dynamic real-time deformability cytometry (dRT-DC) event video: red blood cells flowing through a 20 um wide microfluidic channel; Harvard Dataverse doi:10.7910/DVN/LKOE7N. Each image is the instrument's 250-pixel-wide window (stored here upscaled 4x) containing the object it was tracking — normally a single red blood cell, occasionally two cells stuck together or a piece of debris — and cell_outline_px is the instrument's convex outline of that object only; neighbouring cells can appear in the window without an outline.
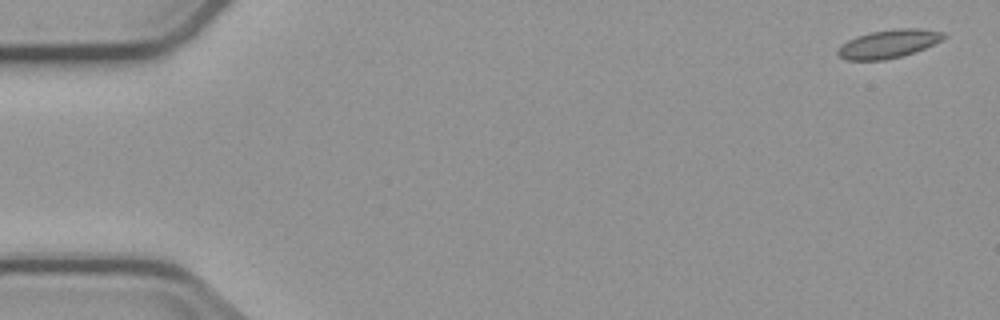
{"species": "common noctule bat (a hibernating species)", "species_latin": "Nyctalus noctula", "temperature_condition": "cold", "stored_images_in_passage": 4, "camera_frame_rate_fps": 3000, "um_per_image_px": 0.085, "animal": {"sex": "male", "body_mass_g": 23.1, "forearm_length_mm": 52.7}, "frame": {"image": 1, "passage_image": 1, "time_ms": 0.0, "image_size_px": [1000, 320], "cell_outline_px": [[948, 36], [924, 48], [900, 56], [884, 60], [844, 60], [836, 56], [836, 52], [840, 44], [856, 36], [872, 32], [896, 28], [920, 28], [944, 32]], "centroid_in_image_um": [75.46, 3.72], "position_along_channel_um": 9.5, "area_um2": 17.51}}